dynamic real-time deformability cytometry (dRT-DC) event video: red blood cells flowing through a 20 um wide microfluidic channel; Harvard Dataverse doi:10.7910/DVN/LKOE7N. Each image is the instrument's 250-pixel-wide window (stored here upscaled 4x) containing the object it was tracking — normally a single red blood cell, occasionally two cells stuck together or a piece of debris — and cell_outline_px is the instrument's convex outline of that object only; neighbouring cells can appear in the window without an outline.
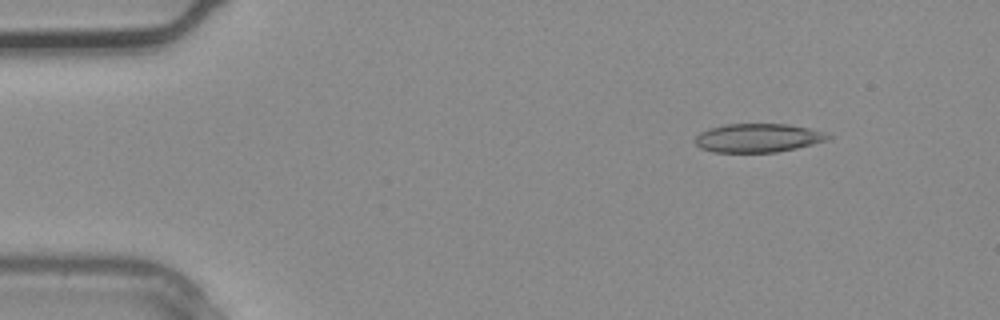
{"species": "common noctule bat (a hibernating species)", "species_latin": "Nyctalus noctula", "temperature_condition": "warm", "stored_images_in_passage": 2, "camera_frame_rate_fps": 3000, "um_per_image_px": 0.085, "animal": {"sex": "male", "body_mass_g": 20.4}, "frame": {"image": 1, "passage_image": 1, "time_ms": 0.0, "image_size_px": [1000, 320], "cell_outline_px": [[832, 136], [828, 140], [796, 148], [776, 152], [712, 152], [700, 148], [696, 144], [696, 136], [700, 132], [708, 128], [724, 124], [788, 124], [808, 128], [824, 132]], "centroid_in_image_um": [64.41, 11.72], "position_along_channel_um": 20.6, "area_um2": 22.2}}